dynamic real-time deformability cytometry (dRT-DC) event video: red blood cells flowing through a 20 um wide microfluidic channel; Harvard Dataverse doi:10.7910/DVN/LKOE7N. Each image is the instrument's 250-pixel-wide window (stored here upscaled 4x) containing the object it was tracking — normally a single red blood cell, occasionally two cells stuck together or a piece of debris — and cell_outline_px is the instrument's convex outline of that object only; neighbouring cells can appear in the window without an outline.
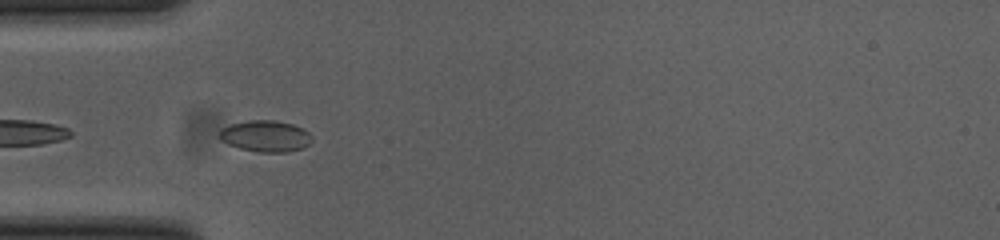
{"species": "common noctule bat (a hibernating species)", "species_latin": "Nyctalus noctula", "temperature_condition": "cold", "stored_images_in_passage": 10, "camera_frame_rate_fps": 3000, "um_per_image_px": 0.085, "animal": {"sex": "female", "body_mass_g": 23.0, "forearm_length_mm": 53.4}, "frame": {"image": 1, "passage_image": 2, "time_ms": 0.333, "image_size_px": [1000, 240], "cell_outline_px": [[312, 140], [304, 148], [288, 152], [260, 152], [240, 148], [228, 144], [220, 140], [220, 128], [232, 124], [248, 120], [272, 120], [292, 124], [304, 128], [312, 136]], "centroid_in_image_um": [22.59, 11.57], "position_along_channel_um": 62.4, "area_um2": 16.94}}